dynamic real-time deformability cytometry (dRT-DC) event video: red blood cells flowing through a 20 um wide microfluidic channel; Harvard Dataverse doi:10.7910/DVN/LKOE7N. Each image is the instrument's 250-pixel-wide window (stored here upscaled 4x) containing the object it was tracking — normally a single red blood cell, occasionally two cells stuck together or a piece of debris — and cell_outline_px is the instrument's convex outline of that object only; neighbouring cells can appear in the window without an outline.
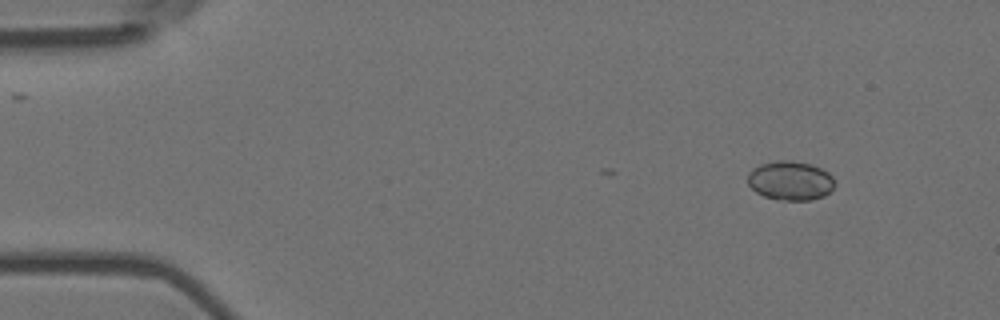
{"species": "Egyptian fruit bat (a non-hibernating species)", "species_latin": "Rousettus aegyptiacus", "temperature_condition": "room temperature", "stored_images_in_passage": 4, "camera_frame_rate_fps": 3000, "um_per_image_px": 0.085, "animal": {"sex": "female"}, "frame": {"image": 1, "passage_image": 1, "time_ms": 0.0, "image_size_px": [1000, 320], "cell_outline_px": [[836, 184], [824, 196], [812, 200], [784, 200], [764, 196], [756, 192], [748, 184], [748, 172], [752, 168], [760, 164], [780, 160], [788, 160], [812, 164], [828, 172], [832, 176]], "centroid_in_image_um": [67.18, 15.35], "position_along_channel_um": 17.8, "area_um2": 19.88}}
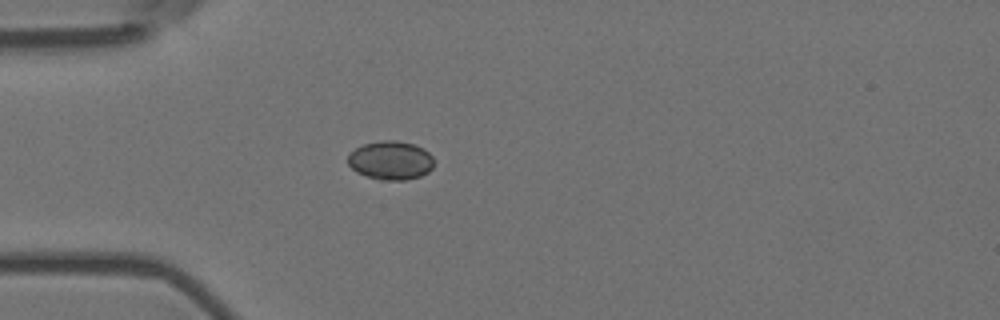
{"frame": {"image": 2, "passage_image": 4, "time_ms": 1.0, "image_size_px": [1000, 320], "cell_outline_px": [[432, 168], [428, 172], [420, 176], [404, 180], [380, 180], [356, 172], [348, 164], [348, 152], [364, 144], [380, 140], [396, 140], [412, 144], [424, 148], [432, 156]], "centroid_in_image_um": [33.18, 13.62], "position_along_channel_um": 51.8, "area_um2": 19.42}}